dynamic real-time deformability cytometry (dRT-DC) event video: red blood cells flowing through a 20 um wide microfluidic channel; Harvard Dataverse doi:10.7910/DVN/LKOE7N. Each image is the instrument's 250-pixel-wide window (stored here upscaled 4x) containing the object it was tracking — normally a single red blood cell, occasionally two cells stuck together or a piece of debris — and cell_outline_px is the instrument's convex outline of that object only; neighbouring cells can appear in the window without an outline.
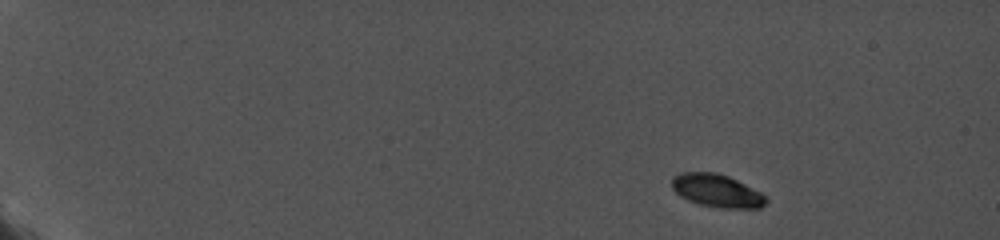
{"species": "common noctule bat (a hibernating species)", "species_latin": "Nyctalus noctula", "temperature_condition": "cold", "stored_images_in_passage": 8, "camera_frame_rate_fps": 5000, "um_per_image_px": 0.085, "animal": {"sex": "female", "body_mass_g": 19.0, "forearm_length_mm": 56.7}, "frame": {"image": 1, "passage_image": 1, "time_ms": 0.0, "image_size_px": [1000, 240], "cell_outline_px": [[768, 200], [760, 208], [720, 208], [700, 204], [688, 200], [680, 196], [672, 188], [672, 176], [680, 172], [716, 172], [728, 176], [768, 196]], "centroid_in_image_um": [60.92, 16.21], "position_along_channel_um": 24.1, "area_um2": 18.09}}
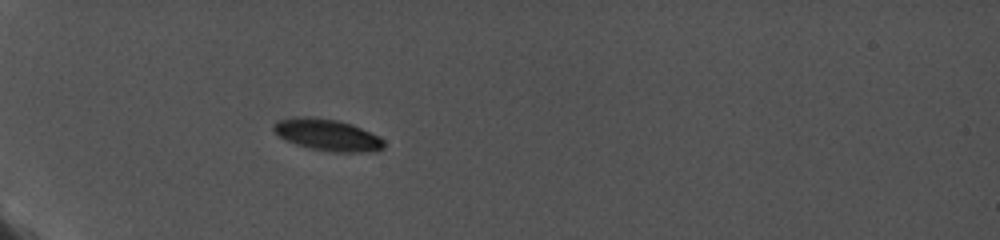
{"frame": {"image": 2, "passage_image": 5, "time_ms": 4.2, "image_size_px": [1000, 240], "cell_outline_px": [[384, 148], [376, 152], [332, 152], [308, 148], [284, 140], [272, 128], [272, 124], [276, 120], [292, 116], [312, 116], [336, 120], [352, 124], [380, 136], [384, 140]], "centroid_in_image_um": [27.82, 11.46], "position_along_channel_um": 57.2, "area_um2": 20.81}}